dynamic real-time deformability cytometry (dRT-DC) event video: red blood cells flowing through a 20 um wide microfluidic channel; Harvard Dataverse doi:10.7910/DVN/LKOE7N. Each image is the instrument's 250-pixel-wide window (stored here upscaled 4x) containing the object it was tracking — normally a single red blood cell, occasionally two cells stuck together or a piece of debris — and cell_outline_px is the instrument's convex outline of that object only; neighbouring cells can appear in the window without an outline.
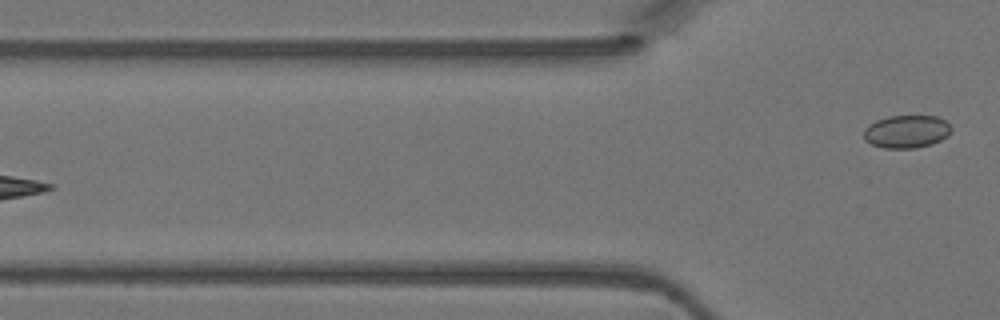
{"species": "Egyptian fruit bat (a non-hibernating species)", "species_latin": "Rousettus aegyptiacus", "temperature_condition": "warm", "stored_images_in_passage": 4, "camera_frame_rate_fps": 3000, "um_per_image_px": 0.085, "animal": {"sex": "female"}, "frame": {"image": 1, "passage_image": 4, "time_ms": 1.0, "image_size_px": [1000, 320], "cell_outline_px": [[952, 128], [948, 136], [932, 144], [916, 148], [884, 148], [872, 144], [864, 140], [864, 128], [868, 124], [876, 120], [892, 116], [936, 116], [944, 120]], "centroid_in_image_um": [77.04, 11.19], "position_along_channel_um": 48.8, "area_um2": 16.76}}